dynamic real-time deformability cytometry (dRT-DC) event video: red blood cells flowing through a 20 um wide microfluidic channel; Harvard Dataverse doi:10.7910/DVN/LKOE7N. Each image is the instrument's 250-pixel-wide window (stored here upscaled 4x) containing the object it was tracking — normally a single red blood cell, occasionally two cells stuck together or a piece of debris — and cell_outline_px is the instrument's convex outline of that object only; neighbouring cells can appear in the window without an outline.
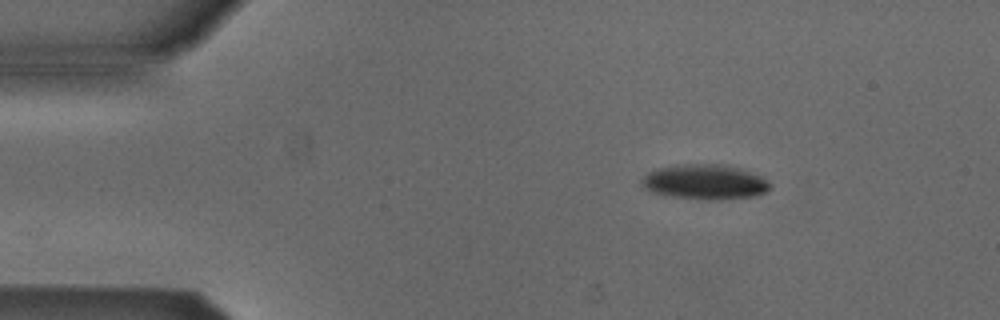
{"species": "Egyptian fruit bat (a non-hibernating species)", "species_latin": "Rousettus aegyptiacus", "temperature_condition": "cold", "stored_images_in_passage": 3, "camera_frame_rate_fps": 3000, "um_per_image_px": 0.085, "animal": {"sex": "male"}, "frame": {"image": 1, "passage_image": 1, "time_ms": 0.0, "image_size_px": [1000, 320], "cell_outline_px": [[772, 188], [760, 196], [720, 200], [708, 200], [664, 196], [652, 192], [644, 188], [640, 184], [640, 180], [648, 172], [660, 168], [676, 164], [728, 164], [744, 168], [768, 180], [772, 184]], "centroid_in_image_um": [59.96, 15.47], "position_along_channel_um": 25.0, "area_um2": 26.99}}